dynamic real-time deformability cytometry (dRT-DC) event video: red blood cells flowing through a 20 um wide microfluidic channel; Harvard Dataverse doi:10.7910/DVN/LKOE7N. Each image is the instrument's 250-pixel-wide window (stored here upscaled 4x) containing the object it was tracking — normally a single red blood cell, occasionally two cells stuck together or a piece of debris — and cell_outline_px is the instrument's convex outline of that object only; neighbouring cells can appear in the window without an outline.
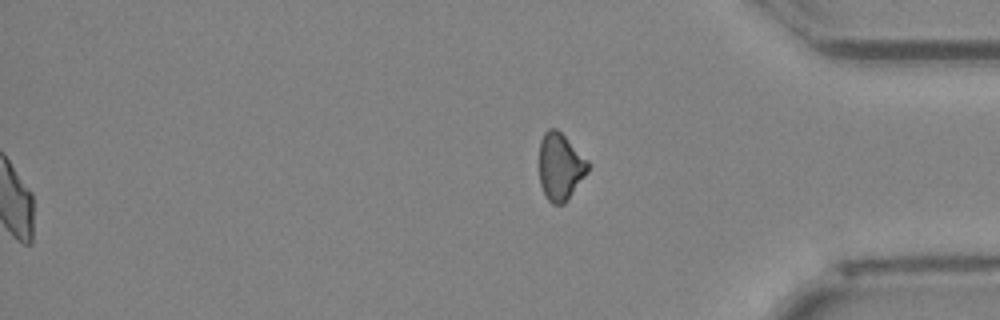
{"species": "Egyptian fruit bat (a non-hibernating species)", "species_latin": "Rousettus aegyptiacus", "temperature_condition": "cold", "stored_images_in_passage": 51, "segment_of_instrument_passage": [2, 2], "camera_frame_rate_fps": 3000, "um_per_image_px": 0.085, "animal": {"sex": "female"}, "frame": {"image": 1, "passage_image": 51, "time_ms": 16.667, "image_size_px": [1000, 320], "cell_outline_px": [[588, 172], [568, 200], [564, 204], [552, 204], [548, 200], [540, 184], [540, 140], [544, 132], [548, 128], [556, 128], [588, 160]], "centroid_in_image_um": [47.62, 14.17], "position_along_channel_um": 387.6, "area_um2": 18.96}}